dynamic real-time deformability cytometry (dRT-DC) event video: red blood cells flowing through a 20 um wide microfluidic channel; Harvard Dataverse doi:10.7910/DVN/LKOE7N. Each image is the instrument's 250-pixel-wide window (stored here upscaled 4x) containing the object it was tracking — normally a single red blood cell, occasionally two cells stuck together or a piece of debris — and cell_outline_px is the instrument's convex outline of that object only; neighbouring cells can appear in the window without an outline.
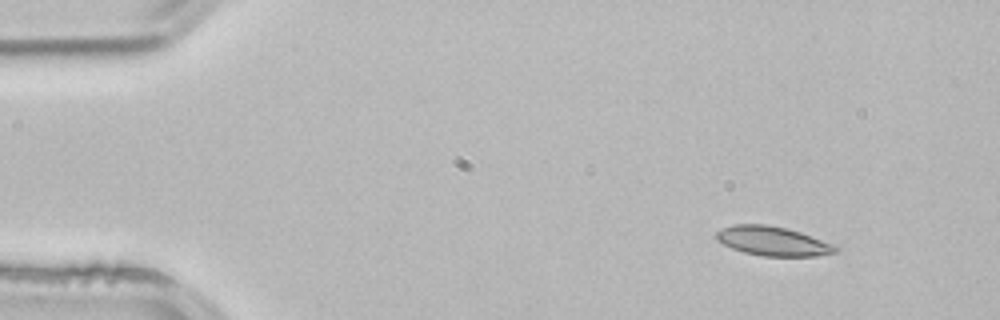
{"species": "common noctule bat (a hibernating species)", "species_latin": "Nyctalus noctula", "temperature_condition": "room temperature", "stored_images_in_passage": 4, "segment_of_instrument_passage": [1, 2], "camera_frame_rate_fps": 3000, "um_per_image_px": 0.085, "animal": {"sex": "male", "body_mass_g": 21.5, "forearm_length_mm": 52.0}, "frame": {"image": 1, "passage_image": 1, "time_ms": 0.0, "image_size_px": [1000, 320], "cell_outline_px": [[840, 252], [816, 256], [764, 256], [744, 252], [732, 248], [716, 240], [716, 232], [732, 224], [768, 224], [788, 228], [836, 244], [840, 248]], "centroid_in_image_um": [65.76, 20.49], "position_along_channel_um": 19.2, "area_um2": 20.58}}
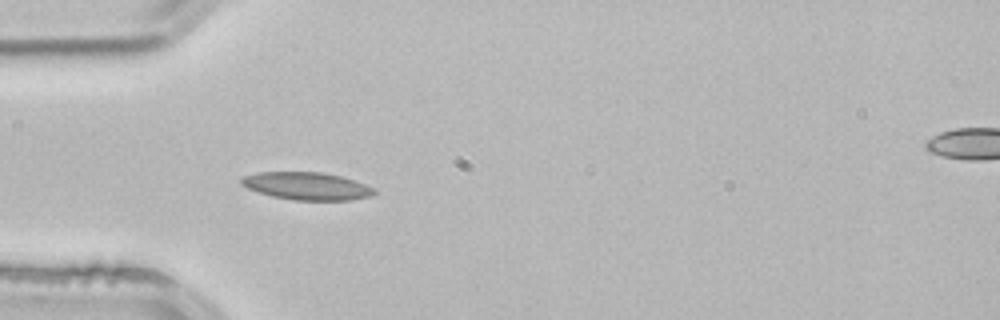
{"frame": {"image": 2, "passage_image": 3, "time_ms": 0.667, "image_size_px": [1000, 320], "cell_outline_px": [[376, 192], [372, 196], [352, 200], [292, 200], [272, 196], [248, 188], [240, 184], [240, 180], [244, 176], [256, 172], [320, 172], [340, 176], [356, 180], [376, 188]], "centroid_in_image_um": [26.12, 15.81], "position_along_channel_um": 58.9, "area_um2": 21.5}}